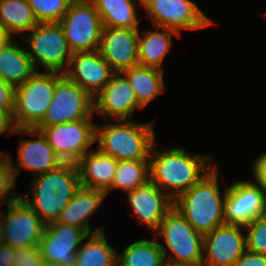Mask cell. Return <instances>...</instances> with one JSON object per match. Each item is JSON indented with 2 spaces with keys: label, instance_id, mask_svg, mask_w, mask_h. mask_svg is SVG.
Returning <instances> with one entry per match:
<instances>
[{
  "label": "cell",
  "instance_id": "cell-20",
  "mask_svg": "<svg viewBox=\"0 0 266 266\" xmlns=\"http://www.w3.org/2000/svg\"><path fill=\"white\" fill-rule=\"evenodd\" d=\"M132 215L138 224L149 227L153 233L159 228L165 216L173 209V200L150 180L134 190L127 192Z\"/></svg>",
  "mask_w": 266,
  "mask_h": 266
},
{
  "label": "cell",
  "instance_id": "cell-39",
  "mask_svg": "<svg viewBox=\"0 0 266 266\" xmlns=\"http://www.w3.org/2000/svg\"><path fill=\"white\" fill-rule=\"evenodd\" d=\"M16 250L7 244L0 246V266H13Z\"/></svg>",
  "mask_w": 266,
  "mask_h": 266
},
{
  "label": "cell",
  "instance_id": "cell-18",
  "mask_svg": "<svg viewBox=\"0 0 266 266\" xmlns=\"http://www.w3.org/2000/svg\"><path fill=\"white\" fill-rule=\"evenodd\" d=\"M139 29L102 28L98 51L115 73L138 65Z\"/></svg>",
  "mask_w": 266,
  "mask_h": 266
},
{
  "label": "cell",
  "instance_id": "cell-11",
  "mask_svg": "<svg viewBox=\"0 0 266 266\" xmlns=\"http://www.w3.org/2000/svg\"><path fill=\"white\" fill-rule=\"evenodd\" d=\"M154 27L198 30L213 24L192 0H151L145 7Z\"/></svg>",
  "mask_w": 266,
  "mask_h": 266
},
{
  "label": "cell",
  "instance_id": "cell-36",
  "mask_svg": "<svg viewBox=\"0 0 266 266\" xmlns=\"http://www.w3.org/2000/svg\"><path fill=\"white\" fill-rule=\"evenodd\" d=\"M15 89L0 79V109L13 114Z\"/></svg>",
  "mask_w": 266,
  "mask_h": 266
},
{
  "label": "cell",
  "instance_id": "cell-3",
  "mask_svg": "<svg viewBox=\"0 0 266 266\" xmlns=\"http://www.w3.org/2000/svg\"><path fill=\"white\" fill-rule=\"evenodd\" d=\"M218 170L216 164L198 183L173 201V208L203 236L214 228L226 224L224 200L227 187L222 196L218 184Z\"/></svg>",
  "mask_w": 266,
  "mask_h": 266
},
{
  "label": "cell",
  "instance_id": "cell-33",
  "mask_svg": "<svg viewBox=\"0 0 266 266\" xmlns=\"http://www.w3.org/2000/svg\"><path fill=\"white\" fill-rule=\"evenodd\" d=\"M15 181L10 161L0 154V206L5 203L8 207L21 197L18 191H10L14 188Z\"/></svg>",
  "mask_w": 266,
  "mask_h": 266
},
{
  "label": "cell",
  "instance_id": "cell-22",
  "mask_svg": "<svg viewBox=\"0 0 266 266\" xmlns=\"http://www.w3.org/2000/svg\"><path fill=\"white\" fill-rule=\"evenodd\" d=\"M105 196L106 194L102 191L81 186L55 222L76 226L89 234L104 231V227H98L92 231L88 218L98 209Z\"/></svg>",
  "mask_w": 266,
  "mask_h": 266
},
{
  "label": "cell",
  "instance_id": "cell-21",
  "mask_svg": "<svg viewBox=\"0 0 266 266\" xmlns=\"http://www.w3.org/2000/svg\"><path fill=\"white\" fill-rule=\"evenodd\" d=\"M81 186L111 192L113 178L118 161L112 156L101 152L98 148L85 153L76 163Z\"/></svg>",
  "mask_w": 266,
  "mask_h": 266
},
{
  "label": "cell",
  "instance_id": "cell-35",
  "mask_svg": "<svg viewBox=\"0 0 266 266\" xmlns=\"http://www.w3.org/2000/svg\"><path fill=\"white\" fill-rule=\"evenodd\" d=\"M254 181L266 193V151L258 155L253 164Z\"/></svg>",
  "mask_w": 266,
  "mask_h": 266
},
{
  "label": "cell",
  "instance_id": "cell-14",
  "mask_svg": "<svg viewBox=\"0 0 266 266\" xmlns=\"http://www.w3.org/2000/svg\"><path fill=\"white\" fill-rule=\"evenodd\" d=\"M0 216L8 246L16 249L38 246L46 224L21 197L7 207L6 214L1 211Z\"/></svg>",
  "mask_w": 266,
  "mask_h": 266
},
{
  "label": "cell",
  "instance_id": "cell-13",
  "mask_svg": "<svg viewBox=\"0 0 266 266\" xmlns=\"http://www.w3.org/2000/svg\"><path fill=\"white\" fill-rule=\"evenodd\" d=\"M89 233L73 225L46 224L38 247L42 259L58 266H76V253Z\"/></svg>",
  "mask_w": 266,
  "mask_h": 266
},
{
  "label": "cell",
  "instance_id": "cell-19",
  "mask_svg": "<svg viewBox=\"0 0 266 266\" xmlns=\"http://www.w3.org/2000/svg\"><path fill=\"white\" fill-rule=\"evenodd\" d=\"M115 72L98 50L72 53L64 75L93 98L111 80Z\"/></svg>",
  "mask_w": 266,
  "mask_h": 266
},
{
  "label": "cell",
  "instance_id": "cell-17",
  "mask_svg": "<svg viewBox=\"0 0 266 266\" xmlns=\"http://www.w3.org/2000/svg\"><path fill=\"white\" fill-rule=\"evenodd\" d=\"M94 112L103 120H128L135 110L143 109L136 98L135 92L127 77L114 73L111 80L93 98Z\"/></svg>",
  "mask_w": 266,
  "mask_h": 266
},
{
  "label": "cell",
  "instance_id": "cell-15",
  "mask_svg": "<svg viewBox=\"0 0 266 266\" xmlns=\"http://www.w3.org/2000/svg\"><path fill=\"white\" fill-rule=\"evenodd\" d=\"M20 133L35 137L38 135V139L21 138L19 140L16 165L13 164L12 157H10L9 154L0 152V154H3L10 161L15 178H17L18 174L23 169L32 171L34 173L33 177H35L45 172L55 170L63 164L62 160L56 155L41 131L35 128H17L15 134Z\"/></svg>",
  "mask_w": 266,
  "mask_h": 266
},
{
  "label": "cell",
  "instance_id": "cell-29",
  "mask_svg": "<svg viewBox=\"0 0 266 266\" xmlns=\"http://www.w3.org/2000/svg\"><path fill=\"white\" fill-rule=\"evenodd\" d=\"M164 254L158 240L139 239L117 252V266H164Z\"/></svg>",
  "mask_w": 266,
  "mask_h": 266
},
{
  "label": "cell",
  "instance_id": "cell-27",
  "mask_svg": "<svg viewBox=\"0 0 266 266\" xmlns=\"http://www.w3.org/2000/svg\"><path fill=\"white\" fill-rule=\"evenodd\" d=\"M37 24L27 0H0V26L10 37L14 34L22 37Z\"/></svg>",
  "mask_w": 266,
  "mask_h": 266
},
{
  "label": "cell",
  "instance_id": "cell-40",
  "mask_svg": "<svg viewBox=\"0 0 266 266\" xmlns=\"http://www.w3.org/2000/svg\"><path fill=\"white\" fill-rule=\"evenodd\" d=\"M6 241H5V232H4V228H3V222L0 216V246L5 245Z\"/></svg>",
  "mask_w": 266,
  "mask_h": 266
},
{
  "label": "cell",
  "instance_id": "cell-43",
  "mask_svg": "<svg viewBox=\"0 0 266 266\" xmlns=\"http://www.w3.org/2000/svg\"><path fill=\"white\" fill-rule=\"evenodd\" d=\"M39 266H58V265L43 260Z\"/></svg>",
  "mask_w": 266,
  "mask_h": 266
},
{
  "label": "cell",
  "instance_id": "cell-37",
  "mask_svg": "<svg viewBox=\"0 0 266 266\" xmlns=\"http://www.w3.org/2000/svg\"><path fill=\"white\" fill-rule=\"evenodd\" d=\"M235 266H266V255L245 250Z\"/></svg>",
  "mask_w": 266,
  "mask_h": 266
},
{
  "label": "cell",
  "instance_id": "cell-30",
  "mask_svg": "<svg viewBox=\"0 0 266 266\" xmlns=\"http://www.w3.org/2000/svg\"><path fill=\"white\" fill-rule=\"evenodd\" d=\"M149 180V159L118 161L111 191L121 189L127 193Z\"/></svg>",
  "mask_w": 266,
  "mask_h": 266
},
{
  "label": "cell",
  "instance_id": "cell-6",
  "mask_svg": "<svg viewBox=\"0 0 266 266\" xmlns=\"http://www.w3.org/2000/svg\"><path fill=\"white\" fill-rule=\"evenodd\" d=\"M57 72L36 71L24 84L15 88L13 119L16 128H35L50 106Z\"/></svg>",
  "mask_w": 266,
  "mask_h": 266
},
{
  "label": "cell",
  "instance_id": "cell-26",
  "mask_svg": "<svg viewBox=\"0 0 266 266\" xmlns=\"http://www.w3.org/2000/svg\"><path fill=\"white\" fill-rule=\"evenodd\" d=\"M104 27L139 29L137 5L134 0H90Z\"/></svg>",
  "mask_w": 266,
  "mask_h": 266
},
{
  "label": "cell",
  "instance_id": "cell-12",
  "mask_svg": "<svg viewBox=\"0 0 266 266\" xmlns=\"http://www.w3.org/2000/svg\"><path fill=\"white\" fill-rule=\"evenodd\" d=\"M266 215V193L256 182L236 181L226 188L225 223L246 226L257 217Z\"/></svg>",
  "mask_w": 266,
  "mask_h": 266
},
{
  "label": "cell",
  "instance_id": "cell-41",
  "mask_svg": "<svg viewBox=\"0 0 266 266\" xmlns=\"http://www.w3.org/2000/svg\"><path fill=\"white\" fill-rule=\"evenodd\" d=\"M10 38V36L0 26V46Z\"/></svg>",
  "mask_w": 266,
  "mask_h": 266
},
{
  "label": "cell",
  "instance_id": "cell-24",
  "mask_svg": "<svg viewBox=\"0 0 266 266\" xmlns=\"http://www.w3.org/2000/svg\"><path fill=\"white\" fill-rule=\"evenodd\" d=\"M155 30H146L144 36L138 37V65L163 70L162 64L172 46V36L178 38L180 34L168 28L154 27ZM161 29V31H159ZM163 29V31H162Z\"/></svg>",
  "mask_w": 266,
  "mask_h": 266
},
{
  "label": "cell",
  "instance_id": "cell-28",
  "mask_svg": "<svg viewBox=\"0 0 266 266\" xmlns=\"http://www.w3.org/2000/svg\"><path fill=\"white\" fill-rule=\"evenodd\" d=\"M86 241L76 253V266H117L118 251L107 242L105 231L89 234Z\"/></svg>",
  "mask_w": 266,
  "mask_h": 266
},
{
  "label": "cell",
  "instance_id": "cell-2",
  "mask_svg": "<svg viewBox=\"0 0 266 266\" xmlns=\"http://www.w3.org/2000/svg\"><path fill=\"white\" fill-rule=\"evenodd\" d=\"M32 179L29 186L32 189L27 194L21 193V198L45 224L56 221L81 187L78 168L73 163H63L55 170Z\"/></svg>",
  "mask_w": 266,
  "mask_h": 266
},
{
  "label": "cell",
  "instance_id": "cell-25",
  "mask_svg": "<svg viewBox=\"0 0 266 266\" xmlns=\"http://www.w3.org/2000/svg\"><path fill=\"white\" fill-rule=\"evenodd\" d=\"M122 73L127 77L142 108L165 91L162 70L137 65Z\"/></svg>",
  "mask_w": 266,
  "mask_h": 266
},
{
  "label": "cell",
  "instance_id": "cell-31",
  "mask_svg": "<svg viewBox=\"0 0 266 266\" xmlns=\"http://www.w3.org/2000/svg\"><path fill=\"white\" fill-rule=\"evenodd\" d=\"M39 23H59L73 0H27Z\"/></svg>",
  "mask_w": 266,
  "mask_h": 266
},
{
  "label": "cell",
  "instance_id": "cell-38",
  "mask_svg": "<svg viewBox=\"0 0 266 266\" xmlns=\"http://www.w3.org/2000/svg\"><path fill=\"white\" fill-rule=\"evenodd\" d=\"M16 129L13 114L0 109V135L6 131H8L7 135L15 134Z\"/></svg>",
  "mask_w": 266,
  "mask_h": 266
},
{
  "label": "cell",
  "instance_id": "cell-5",
  "mask_svg": "<svg viewBox=\"0 0 266 266\" xmlns=\"http://www.w3.org/2000/svg\"><path fill=\"white\" fill-rule=\"evenodd\" d=\"M163 238L165 244L159 242L165 262L172 265L202 266L203 235L198 233L187 220L176 210L172 209L162 220L154 232ZM171 251L167 255L168 249Z\"/></svg>",
  "mask_w": 266,
  "mask_h": 266
},
{
  "label": "cell",
  "instance_id": "cell-16",
  "mask_svg": "<svg viewBox=\"0 0 266 266\" xmlns=\"http://www.w3.org/2000/svg\"><path fill=\"white\" fill-rule=\"evenodd\" d=\"M244 227L224 224L203 236L202 266H235L246 250ZM242 231V232H241Z\"/></svg>",
  "mask_w": 266,
  "mask_h": 266
},
{
  "label": "cell",
  "instance_id": "cell-7",
  "mask_svg": "<svg viewBox=\"0 0 266 266\" xmlns=\"http://www.w3.org/2000/svg\"><path fill=\"white\" fill-rule=\"evenodd\" d=\"M29 33L23 34L22 39L27 43L28 47L25 48L36 71L42 66L45 72L64 74L69 66L72 51L62 26L59 23H39Z\"/></svg>",
  "mask_w": 266,
  "mask_h": 266
},
{
  "label": "cell",
  "instance_id": "cell-42",
  "mask_svg": "<svg viewBox=\"0 0 266 266\" xmlns=\"http://www.w3.org/2000/svg\"><path fill=\"white\" fill-rule=\"evenodd\" d=\"M135 2H139L138 6L145 7L151 0H134Z\"/></svg>",
  "mask_w": 266,
  "mask_h": 266
},
{
  "label": "cell",
  "instance_id": "cell-1",
  "mask_svg": "<svg viewBox=\"0 0 266 266\" xmlns=\"http://www.w3.org/2000/svg\"><path fill=\"white\" fill-rule=\"evenodd\" d=\"M154 142L149 155L150 181L173 201L198 183L214 167L209 155H193L184 148L157 150Z\"/></svg>",
  "mask_w": 266,
  "mask_h": 266
},
{
  "label": "cell",
  "instance_id": "cell-44",
  "mask_svg": "<svg viewBox=\"0 0 266 266\" xmlns=\"http://www.w3.org/2000/svg\"><path fill=\"white\" fill-rule=\"evenodd\" d=\"M164 266H183V265H172V264H165Z\"/></svg>",
  "mask_w": 266,
  "mask_h": 266
},
{
  "label": "cell",
  "instance_id": "cell-8",
  "mask_svg": "<svg viewBox=\"0 0 266 266\" xmlns=\"http://www.w3.org/2000/svg\"><path fill=\"white\" fill-rule=\"evenodd\" d=\"M93 114V97L62 74L56 80L50 106L35 129L91 118Z\"/></svg>",
  "mask_w": 266,
  "mask_h": 266
},
{
  "label": "cell",
  "instance_id": "cell-32",
  "mask_svg": "<svg viewBox=\"0 0 266 266\" xmlns=\"http://www.w3.org/2000/svg\"><path fill=\"white\" fill-rule=\"evenodd\" d=\"M246 250L266 255V215L257 217L244 226Z\"/></svg>",
  "mask_w": 266,
  "mask_h": 266
},
{
  "label": "cell",
  "instance_id": "cell-10",
  "mask_svg": "<svg viewBox=\"0 0 266 266\" xmlns=\"http://www.w3.org/2000/svg\"><path fill=\"white\" fill-rule=\"evenodd\" d=\"M40 131L63 163L76 164L96 142L92 118L43 127Z\"/></svg>",
  "mask_w": 266,
  "mask_h": 266
},
{
  "label": "cell",
  "instance_id": "cell-23",
  "mask_svg": "<svg viewBox=\"0 0 266 266\" xmlns=\"http://www.w3.org/2000/svg\"><path fill=\"white\" fill-rule=\"evenodd\" d=\"M36 69L25 47L10 37L0 46V79L14 89L24 84Z\"/></svg>",
  "mask_w": 266,
  "mask_h": 266
},
{
  "label": "cell",
  "instance_id": "cell-4",
  "mask_svg": "<svg viewBox=\"0 0 266 266\" xmlns=\"http://www.w3.org/2000/svg\"><path fill=\"white\" fill-rule=\"evenodd\" d=\"M96 124L98 149L117 161L149 159L156 141L153 123H137L128 120H105Z\"/></svg>",
  "mask_w": 266,
  "mask_h": 266
},
{
  "label": "cell",
  "instance_id": "cell-34",
  "mask_svg": "<svg viewBox=\"0 0 266 266\" xmlns=\"http://www.w3.org/2000/svg\"><path fill=\"white\" fill-rule=\"evenodd\" d=\"M42 261L38 246L19 248L16 250L13 266H39Z\"/></svg>",
  "mask_w": 266,
  "mask_h": 266
},
{
  "label": "cell",
  "instance_id": "cell-9",
  "mask_svg": "<svg viewBox=\"0 0 266 266\" xmlns=\"http://www.w3.org/2000/svg\"><path fill=\"white\" fill-rule=\"evenodd\" d=\"M59 24L72 53L98 50L103 25L90 0H73Z\"/></svg>",
  "mask_w": 266,
  "mask_h": 266
}]
</instances>
